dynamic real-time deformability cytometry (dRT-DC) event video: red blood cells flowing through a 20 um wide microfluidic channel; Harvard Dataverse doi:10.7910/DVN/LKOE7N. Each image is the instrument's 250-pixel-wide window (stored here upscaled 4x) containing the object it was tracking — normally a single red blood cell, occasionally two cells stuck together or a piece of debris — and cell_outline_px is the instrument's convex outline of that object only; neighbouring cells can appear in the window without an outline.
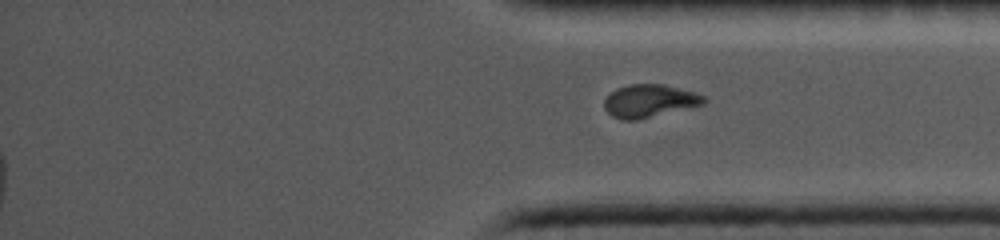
{"species": "common noctule bat (a hibernating species)", "species_latin": "Nyctalus noctula", "temperature_condition": "cold", "stored_images_in_passage": 33, "segment_of_instrument_passage": [2, 2], "camera_frame_rate_fps": 5000, "um_per_image_px": 0.085, "animal": {"sex": "female", "body_mass_g": 19.0, "forearm_length_mm": 56.7}, "frame": {"image": 1, "passage_image": 33, "time_ms": 16.0, "image_size_px": [1000, 240], "cell_outline_px": [[708, 100], [704, 104], [636, 120], [624, 120], [612, 116], [604, 108], [604, 100], [616, 88], [628, 84], [664, 84], [692, 92], [704, 96]], "centroid_in_image_um": [55.18, 8.57], "position_along_channel_um": 380.0, "area_um2": 18.84}}